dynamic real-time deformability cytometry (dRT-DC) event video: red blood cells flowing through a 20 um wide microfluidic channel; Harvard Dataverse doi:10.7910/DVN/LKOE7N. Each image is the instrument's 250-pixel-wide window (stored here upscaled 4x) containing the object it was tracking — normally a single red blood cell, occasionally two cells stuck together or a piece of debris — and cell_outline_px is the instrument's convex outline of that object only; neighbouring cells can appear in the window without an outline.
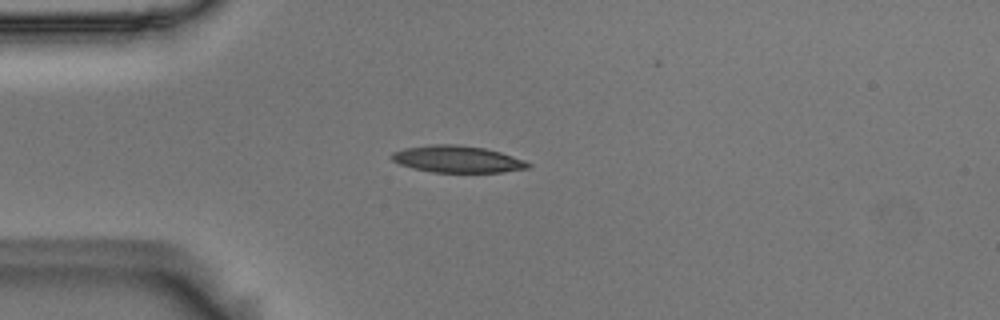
{"species": "Egyptian fruit bat (a non-hibernating species)", "species_latin": "Rousettus aegyptiacus", "temperature_condition": "room temperature", "stored_images_in_passage": 43, "camera_frame_rate_fps": 3000, "um_per_image_px": 0.085, "animal": {"sex": "male"}, "frame": {"image": 1, "passage_image": 2, "time_ms": 0.333, "image_size_px": [1000, 320], "cell_outline_px": [[532, 164], [528, 168], [504, 172], [432, 172], [412, 168], [400, 164], [392, 160], [388, 156], [392, 152], [404, 148], [428, 144], [456, 144], [484, 148], [500, 152], [524, 160]], "centroid_in_image_um": [38.83, 13.52], "position_along_channel_um": 46.2, "area_um2": 21.44}}
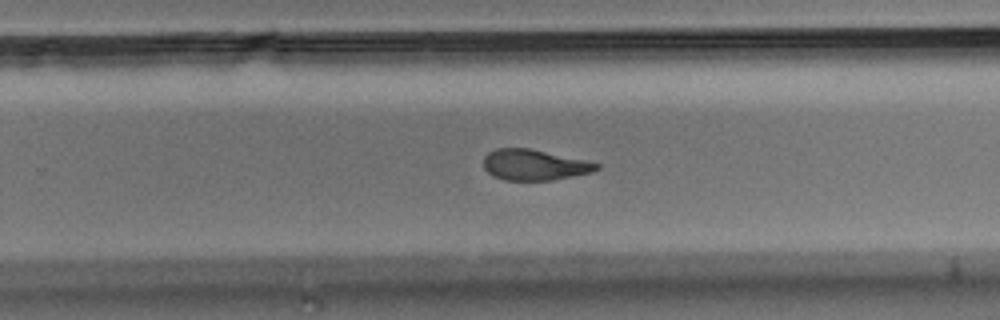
{"frame": {"image": 2, "passage_image": 23, "time_ms": 7.333, "image_size_px": [1000, 320], "cell_outline_px": [[600, 168], [592, 172], [552, 180], [504, 180], [492, 176], [484, 168], [484, 156], [488, 152], [496, 148], [528, 148], [584, 160], [600, 164]], "centroid_in_image_um": [45.38, 14.02], "position_along_channel_um": 284.4, "area_um2": 20.11}}
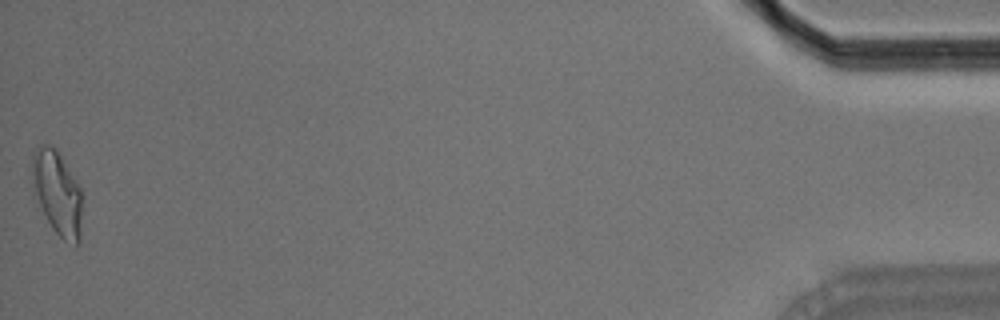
{"frame": {"image": 3, "passage_image": 43, "time_ms": 14.0, "image_size_px": [1000, 320], "cell_outline_px": [[80, 240], [76, 248], [64, 240], [52, 228], [32, 196], [32, 152], [40, 144], [52, 144], [56, 148], [80, 188]], "centroid_in_image_um": [4.81, 16.39], "position_along_channel_um": 430.4, "area_um2": 24.74}, "authors_computed_cell_mechanics": {"area_um2": 21.4438, "velocity_mm_per_s": 3.6206, "shape_relaxation_time_tau1_ms": 4.3648, "shape_relaxation_time_tau2_ms": 1.9115, "deformation_change_tau1": 0.1736, "deformation_change_tau2": 0.0963}}